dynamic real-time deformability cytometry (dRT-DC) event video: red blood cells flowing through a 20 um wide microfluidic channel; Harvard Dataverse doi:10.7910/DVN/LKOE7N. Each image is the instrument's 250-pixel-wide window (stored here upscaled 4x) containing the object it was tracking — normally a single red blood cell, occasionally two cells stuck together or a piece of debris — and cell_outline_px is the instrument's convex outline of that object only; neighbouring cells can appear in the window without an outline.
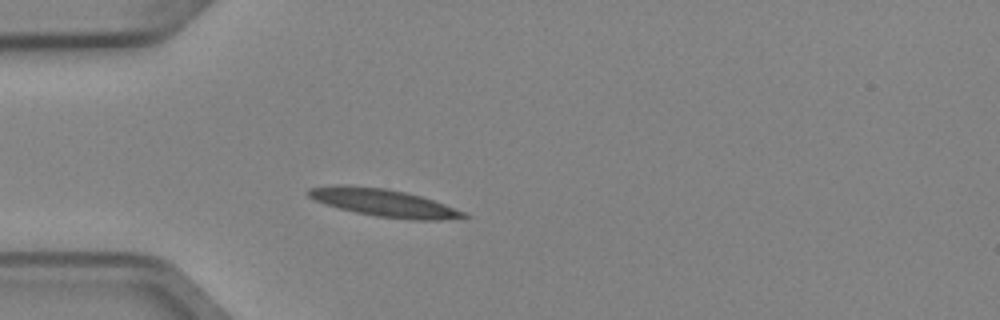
{"species": "Egyptian fruit bat (a non-hibernating species)", "species_latin": "Rousettus aegyptiacus", "temperature_condition": "cold", "stored_images_in_passage": 3, "camera_frame_rate_fps": 3000, "um_per_image_px": 0.085, "animal": {"sex": "female"}, "frame": {"image": 1, "passage_image": 3, "time_ms": 0.667, "image_size_px": [1000, 320], "cell_outline_px": [[472, 216], [440, 220], [408, 220], [376, 216], [356, 212], [324, 204], [308, 196], [304, 192], [308, 188], [336, 184], [384, 188], [404, 192], [420, 196], [444, 204], [464, 212]], "centroid_in_image_um": [32.58, 17.23], "position_along_channel_um": 52.4, "area_um2": 24.8}}